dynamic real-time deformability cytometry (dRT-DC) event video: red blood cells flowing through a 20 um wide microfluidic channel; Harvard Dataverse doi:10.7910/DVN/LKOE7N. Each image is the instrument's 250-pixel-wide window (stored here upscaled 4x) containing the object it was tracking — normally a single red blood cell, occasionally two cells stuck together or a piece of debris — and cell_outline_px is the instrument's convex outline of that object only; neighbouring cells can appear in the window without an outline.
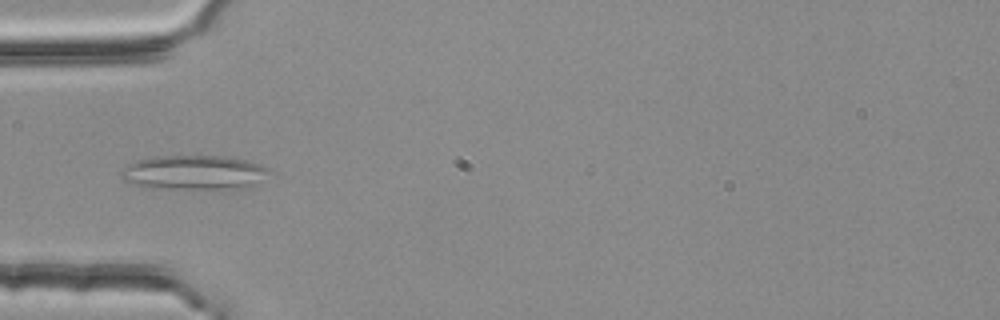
{"species": "common noctule bat (a hibernating species)", "species_latin": "Nyctalus noctula", "temperature_condition": "room temperature", "stored_images_in_passage": 45, "camera_frame_rate_fps": 3000, "um_per_image_px": 0.085, "animal": {"sex": "female", "body_mass_g": 25.1}, "frame": {"image": 1, "passage_image": 9, "time_ms": 2.667, "image_size_px": [1000, 320], "cell_outline_px": [[268, 168], [244, 188], [156, 188], [136, 184], [124, 180], [120, 176], [120, 172], [128, 164], [136, 160], [152, 156], [228, 156], [248, 160], [260, 164]], "centroid_in_image_um": [16.35, 14.62], "position_along_channel_um": 68.7, "area_um2": 28.73}}
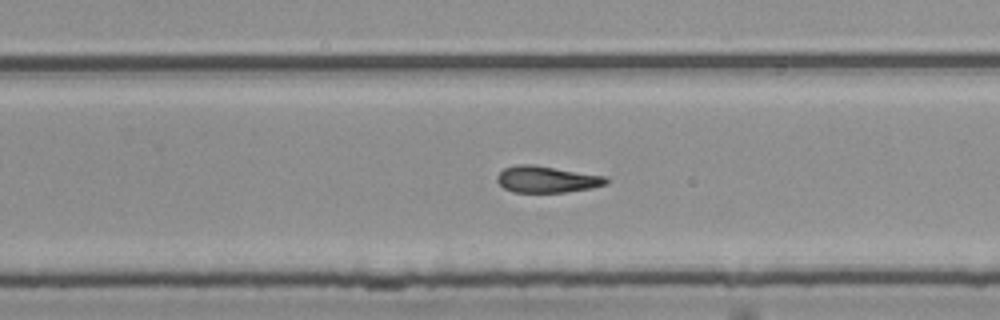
{"frame": {"image": 2, "passage_image": 26, "time_ms": 8.333, "image_size_px": [1000, 320], "cell_outline_px": [[612, 180], [608, 184], [592, 188], [564, 192], [512, 192], [504, 188], [496, 180], [496, 176], [504, 168], [516, 164], [532, 164], [608, 176]], "centroid_in_image_um": [46.53, 15.24], "position_along_channel_um": 283.3, "area_um2": 17.17}}
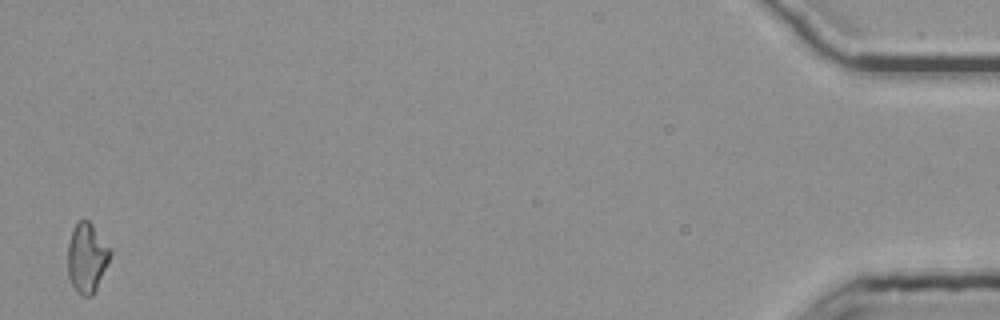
{"frame": {"image": 3, "passage_image": 45, "time_ms": 14.667, "image_size_px": [1000, 320], "cell_outline_px": [[112, 252], [96, 288], [92, 296], [80, 296], [76, 292], [68, 276], [68, 244], [72, 232], [76, 224], [80, 220], [88, 220], [92, 224], [112, 248]], "centroid_in_image_um": [7.39, 21.91], "position_along_channel_um": 427.8, "area_um2": 17.11}, "authors_computed_cell_mechanics": {"area_um2": 17.2244, "velocity_mm_per_s": 3.7826, "shape_relaxation_time_tau1_ms": null, "shape_relaxation_time_tau2_ms": 4.4463, "deformation_change_tau1": null, "deformation_change_tau2": 0.1462}}